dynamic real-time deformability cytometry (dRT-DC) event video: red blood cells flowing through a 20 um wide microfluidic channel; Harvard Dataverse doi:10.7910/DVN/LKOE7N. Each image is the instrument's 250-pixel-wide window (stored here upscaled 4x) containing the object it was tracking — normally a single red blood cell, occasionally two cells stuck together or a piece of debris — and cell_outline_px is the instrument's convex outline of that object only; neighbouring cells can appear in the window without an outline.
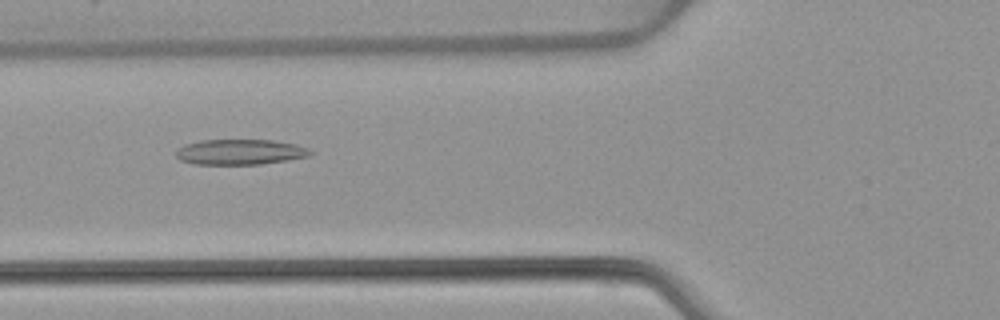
{"species": "common noctule bat (a hibernating species)", "species_latin": "Nyctalus noctula", "temperature_condition": "warm", "stored_images_in_passage": 52, "camera_frame_rate_fps": 3000, "um_per_image_px": 0.085, "animal": {"sex": "female", "body_mass_g": 22.7, "forearm_length_mm": 54.2}, "frame": {"image": 1, "passage_image": 20, "time_ms": 6.333, "image_size_px": [1000, 320], "cell_outline_px": [[316, 152], [308, 156], [288, 160], [260, 164], [192, 164], [180, 160], [176, 156], [176, 148], [184, 144], [200, 140], [272, 140], [296, 144], [308, 148]], "centroid_in_image_um": [20.4, 12.91], "position_along_channel_um": 105.4, "area_um2": 20.06}}
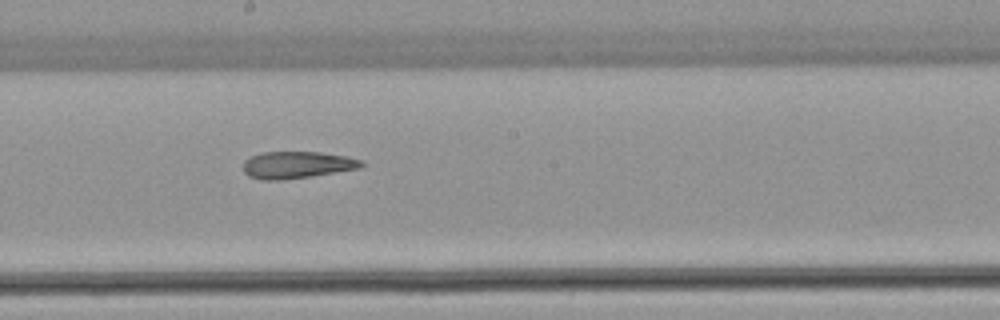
{"frame": {"image": 2, "passage_image": 29, "time_ms": 9.333, "image_size_px": [1000, 320], "cell_outline_px": [[364, 164], [360, 168], [312, 176], [280, 180], [260, 180], [248, 176], [244, 172], [244, 160], [260, 152], [320, 152], [348, 156], [364, 160]], "centroid_in_image_um": [25.26, 14.01], "position_along_channel_um": 222.9, "area_um2": 18.73}}
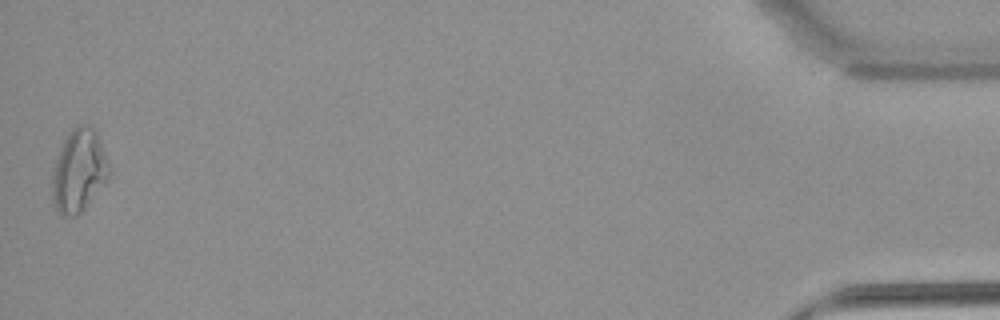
{"frame": {"image": 3, "passage_image": 52, "time_ms": 17.0, "image_size_px": [1000, 320], "cell_outline_px": [[108, 180], [84, 208], [76, 216], [60, 216], [56, 212], [52, 200], [52, 172], [60, 148], [64, 140], [72, 128], [80, 124], [84, 124], [92, 128], [96, 132], [104, 152], [108, 164]], "centroid_in_image_um": [6.66, 14.55], "position_along_channel_um": 428.5, "area_um2": 27.17}, "authors_computed_cell_mechanics": {"area_um2": 21.3571, "velocity_mm_per_s": 3.9199, "shape_relaxation_time_tau1_ms": null, "shape_relaxation_time_tau2_ms": 6.726, "deformation_change_tau1": null, "deformation_change_tau2": 0.1992}}